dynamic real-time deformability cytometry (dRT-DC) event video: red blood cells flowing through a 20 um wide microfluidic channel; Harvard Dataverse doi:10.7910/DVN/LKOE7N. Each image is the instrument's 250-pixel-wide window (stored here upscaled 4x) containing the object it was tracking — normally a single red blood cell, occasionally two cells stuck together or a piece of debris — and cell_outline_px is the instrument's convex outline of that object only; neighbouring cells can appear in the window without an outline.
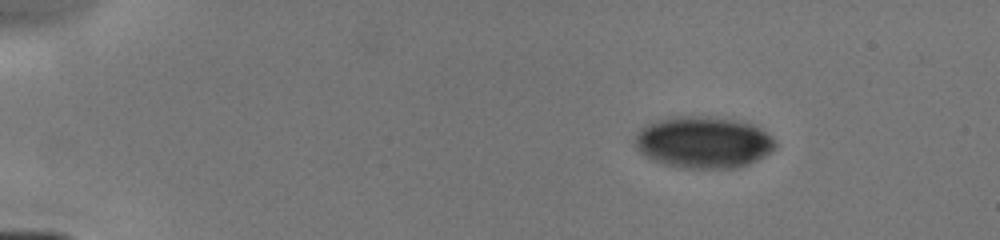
{"species": "human", "species_latin": "Homo sapiens", "temperature_condition": "cold", "stored_images_in_passage": 18, "camera_frame_rate_fps": 3000, "um_per_image_px": 0.085, "donor": {"sex": "male"}, "frame": {"image": 1, "passage_image": 1, "time_ms": 0.0, "image_size_px": [1000, 240], "cell_outline_px": [[776, 148], [764, 156], [748, 164], [736, 168], [676, 168], [660, 164], [644, 156], [636, 148], [636, 136], [640, 128], [656, 120], [676, 116], [696, 116], [736, 120], [752, 124], [760, 128], [772, 136], [776, 140]], "centroid_in_image_um": [59.78, 12.11], "position_along_channel_um": 25.2, "area_um2": 42.48}}
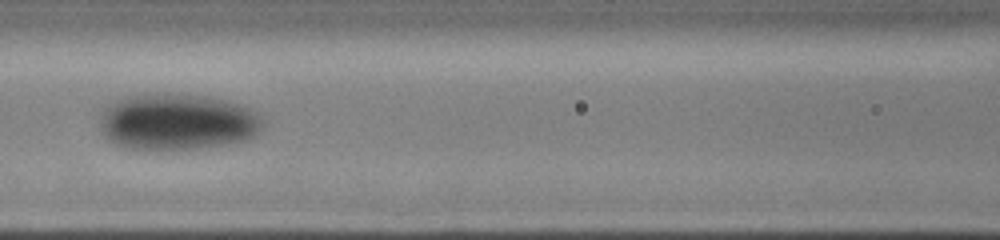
{"frame": {"image": 2, "passage_image": 12, "time_ms": 5.333, "image_size_px": [1000, 240], "cell_outline_px": [[264, 124], [256, 136], [244, 140], [228, 144], [204, 148], [160, 152], [124, 148], [108, 140], [104, 136], [100, 124], [100, 112], [112, 100], [128, 96], [148, 92], [164, 92], [208, 96], [240, 104], [256, 112], [264, 120]], "centroid_in_image_um": [15.02, 10.37], "position_along_channel_um": 151.6, "area_um2": 55.37}}
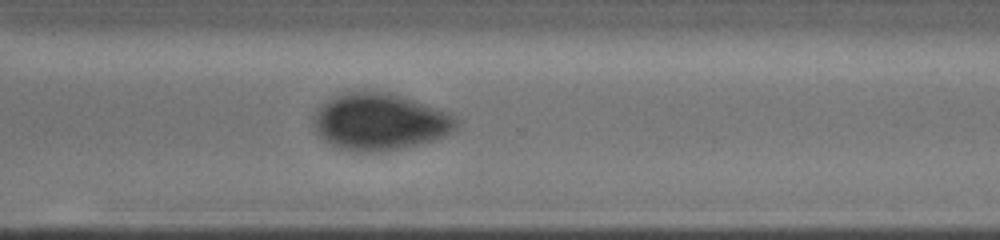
{"frame": {"image": 3, "passage_image": 18, "time_ms": 9.667, "image_size_px": [1000, 240], "cell_outline_px": [[460, 120], [452, 132], [444, 136], [416, 144], [396, 148], [372, 152], [360, 152], [340, 148], [324, 140], [316, 132], [316, 116], [320, 108], [332, 96], [348, 92], [388, 92], [400, 96], [444, 112]], "centroid_in_image_um": [32.27, 10.35], "position_along_channel_um": 338.3, "area_um2": 45.66}}